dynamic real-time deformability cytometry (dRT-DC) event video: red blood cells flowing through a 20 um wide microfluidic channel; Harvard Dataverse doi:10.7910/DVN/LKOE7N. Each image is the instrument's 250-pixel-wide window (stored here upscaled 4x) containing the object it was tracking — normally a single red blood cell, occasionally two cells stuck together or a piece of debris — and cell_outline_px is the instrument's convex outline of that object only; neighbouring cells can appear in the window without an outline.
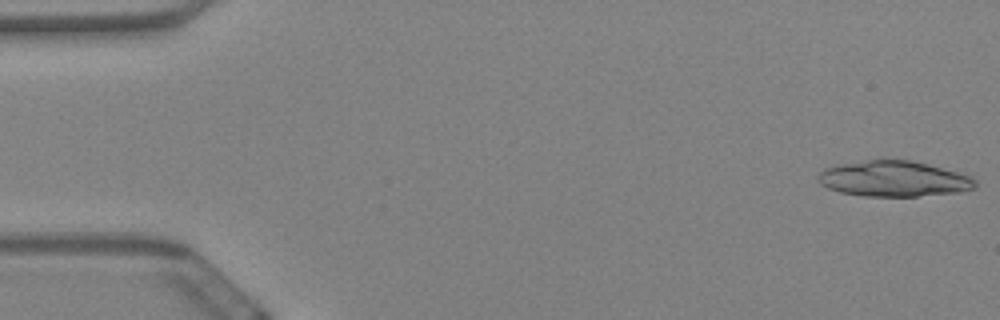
{"species": "Egyptian fruit bat (a non-hibernating species)", "species_latin": "Rousettus aegyptiacus", "temperature_condition": "warm", "stored_images_in_passage": 22, "camera_frame_rate_fps": 3000, "um_per_image_px": 0.085, "animal": {"sex": "female"}, "frame": {"image": 1, "passage_image": 1, "time_ms": 0.0, "image_size_px": [1000, 320], "cell_outline_px": [[976, 188], [956, 192], [916, 196], [864, 196], [840, 192], [828, 188], [820, 184], [816, 180], [820, 172], [824, 168], [840, 164], [880, 156], [912, 160], [928, 164], [972, 176], [976, 180]], "centroid_in_image_um": [75.93, 15.15], "position_along_channel_um": 9.1, "area_um2": 33.41}}
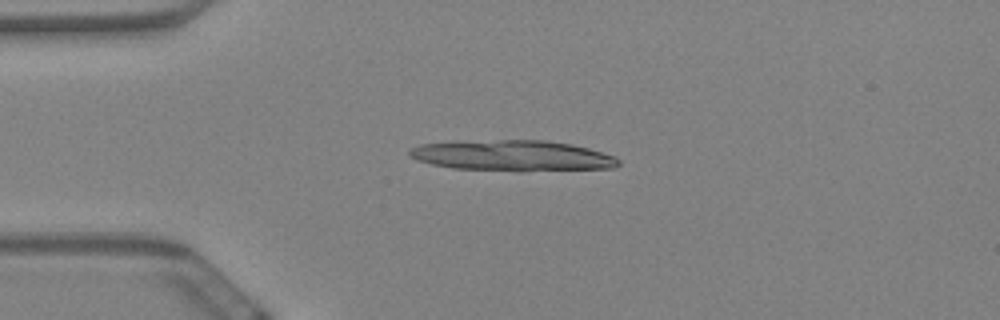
{"frame": {"image": 2, "passage_image": 14, "time_ms": 4.333, "image_size_px": [1000, 320], "cell_outline_px": [[620, 164], [616, 168], [452, 168], [432, 164], [416, 160], [408, 156], [408, 148], [420, 144], [452, 140], [548, 140], [572, 144], [588, 148], [616, 156], [620, 160]], "centroid_in_image_um": [43.44, 13.16], "position_along_channel_um": 41.6, "area_um2": 36.3}}